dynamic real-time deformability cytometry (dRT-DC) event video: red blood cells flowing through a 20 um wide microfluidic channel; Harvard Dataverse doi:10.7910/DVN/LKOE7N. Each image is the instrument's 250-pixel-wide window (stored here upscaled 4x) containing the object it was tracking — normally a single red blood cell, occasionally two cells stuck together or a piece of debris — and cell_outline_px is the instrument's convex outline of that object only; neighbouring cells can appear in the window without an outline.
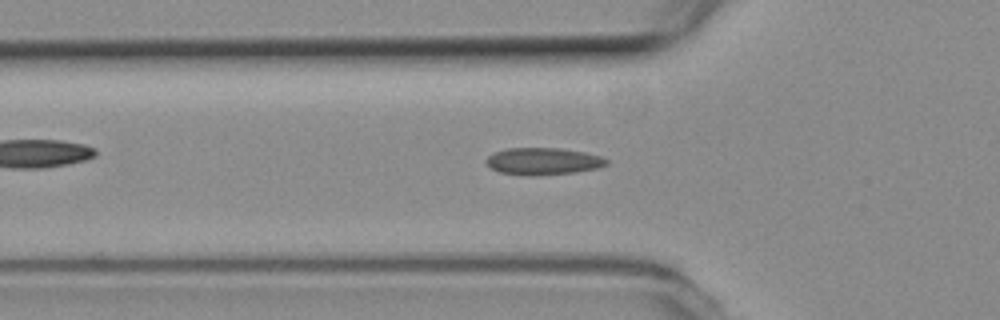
{"species": "common noctule bat (a hibernating species)", "species_latin": "Nyctalus noctula", "temperature_condition": "room temperature", "stored_images_in_passage": 53, "camera_frame_rate_fps": 3000, "um_per_image_px": 0.085, "animal": {"sex": "female", "body_mass_g": 19.3, "forearm_length_mm": 54.1}, "frame": {"image": 1, "passage_image": 17, "time_ms": 5.333, "image_size_px": [1000, 320], "cell_outline_px": [[608, 164], [596, 168], [576, 172], [536, 176], [528, 176], [500, 172], [492, 168], [484, 160], [492, 152], [508, 148], [560, 148], [584, 152], [600, 156], [608, 160]], "centroid_in_image_um": [46.14, 13.71], "position_along_channel_um": 79.7, "area_um2": 19.02}}
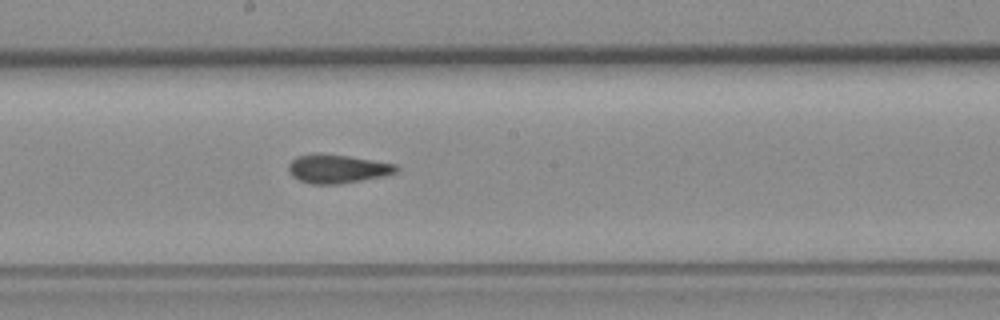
{"frame": {"image": 2, "passage_image": 28, "time_ms": 9.0, "image_size_px": [1000, 320], "cell_outline_px": [[400, 168], [396, 172], [384, 176], [340, 184], [312, 184], [300, 180], [292, 176], [288, 172], [288, 164], [296, 156], [312, 152], [320, 152], [348, 156], [396, 164]], "centroid_in_image_um": [28.64, 14.33], "position_along_channel_um": 219.6, "area_um2": 18.26}}
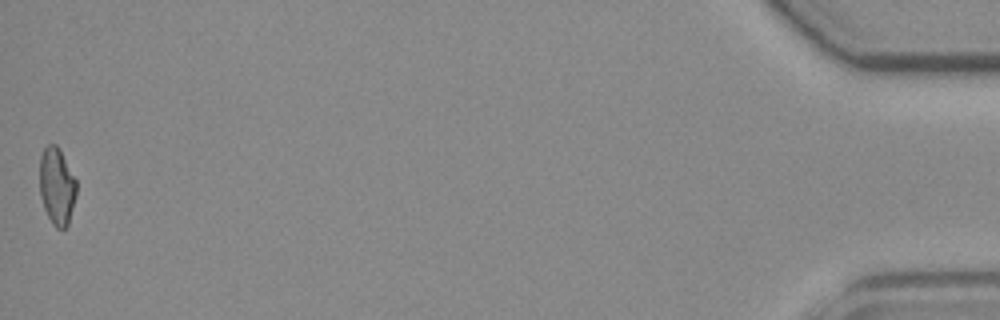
{"frame": {"image": 3, "passage_image": 53, "time_ms": 17.333, "image_size_px": [1000, 320], "cell_outline_px": [[76, 196], [68, 224], [64, 228], [56, 228], [52, 224], [44, 208], [40, 196], [40, 156], [44, 148], [48, 144], [56, 144], [60, 148], [76, 180]], "centroid_in_image_um": [4.83, 15.81], "position_along_channel_um": 430.4, "area_um2": 16.59}, "authors_computed_cell_mechanics": {"area_um2": 17.8024, "velocity_mm_per_s": 3.7944, "shape_relaxation_time_tau1_ms": null, "shape_relaxation_time_tau2_ms": 2.6907, "deformation_change_tau1": null, "deformation_change_tau2": 0.0856}}